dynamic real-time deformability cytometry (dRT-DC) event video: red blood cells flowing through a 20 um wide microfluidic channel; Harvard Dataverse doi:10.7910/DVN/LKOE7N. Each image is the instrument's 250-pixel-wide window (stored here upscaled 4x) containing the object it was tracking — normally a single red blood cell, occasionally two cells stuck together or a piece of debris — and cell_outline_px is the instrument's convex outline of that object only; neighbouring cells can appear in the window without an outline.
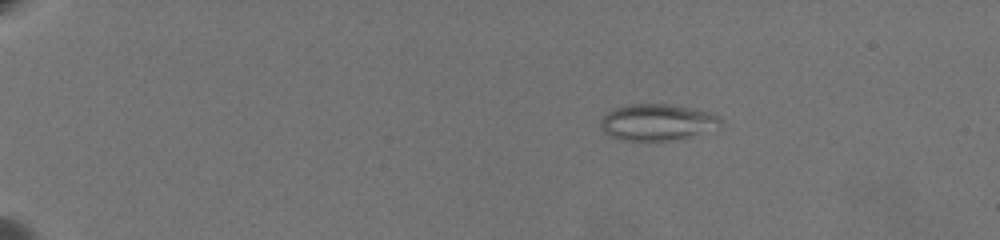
{"species": "common noctule bat (a hibernating species)", "species_latin": "Nyctalus noctula", "temperature_condition": "warm", "stored_images_in_passage": 54, "camera_frame_rate_fps": 3000, "um_per_image_px": 0.085, "animal": {"sex": "female", "body_mass_g": 19.5, "forearm_length_mm": 54.1}, "frame": {"image": 1, "passage_image": 1, "time_ms": 0.0, "image_size_px": [1000, 240], "cell_outline_px": [[720, 128], [716, 132], [672, 140], [620, 140], [604, 132], [600, 124], [600, 120], [608, 112], [616, 108], [632, 104], [668, 104], [708, 112], [716, 116], [720, 120]], "centroid_in_image_um": [55.92, 10.41], "position_along_channel_um": 29.1, "area_um2": 25.43}}
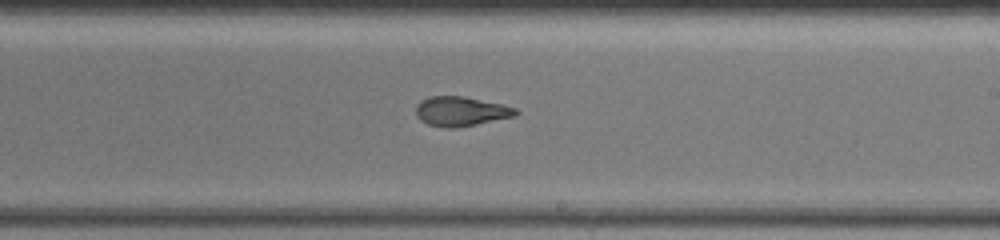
{"frame": {"image": 2, "passage_image": 31, "time_ms": 10.0, "image_size_px": [1000, 240], "cell_outline_px": [[520, 112], [516, 116], [456, 128], [444, 128], [428, 124], [420, 120], [416, 116], [416, 104], [420, 100], [428, 96], [464, 96], [504, 104], [516, 108]], "centroid_in_image_um": [39.17, 9.45], "position_along_channel_um": 249.8, "area_um2": 17.46}}
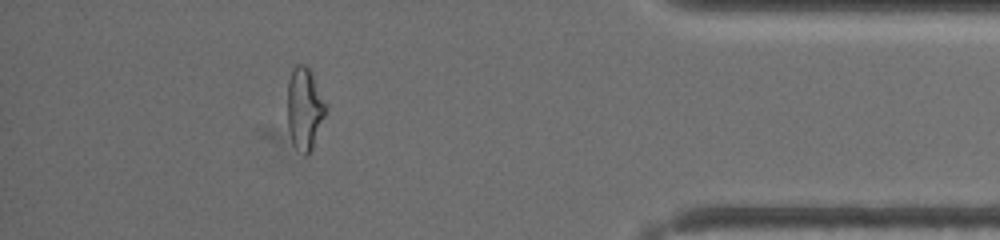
{"frame": {"image": 3, "passage_image": 48, "time_ms": 15.667, "image_size_px": [1000, 240], "cell_outline_px": [[328, 108], [312, 148], [308, 156], [304, 156], [296, 148], [292, 140], [288, 128], [288, 80], [292, 68], [296, 64], [304, 64], [312, 72]], "centroid_in_image_um": [25.89, 9.21], "position_along_channel_um": 409.3, "area_um2": 18.44}, "authors_computed_cell_mechanics": {"area_um2": 18.207, "velocity_mm_per_s": 3.3707, "shape_relaxation_time_tau1_ms": null, "shape_relaxation_time_tau2_ms": 1.9048, "deformation_change_tau1": null, "deformation_change_tau2": 0.0927}}